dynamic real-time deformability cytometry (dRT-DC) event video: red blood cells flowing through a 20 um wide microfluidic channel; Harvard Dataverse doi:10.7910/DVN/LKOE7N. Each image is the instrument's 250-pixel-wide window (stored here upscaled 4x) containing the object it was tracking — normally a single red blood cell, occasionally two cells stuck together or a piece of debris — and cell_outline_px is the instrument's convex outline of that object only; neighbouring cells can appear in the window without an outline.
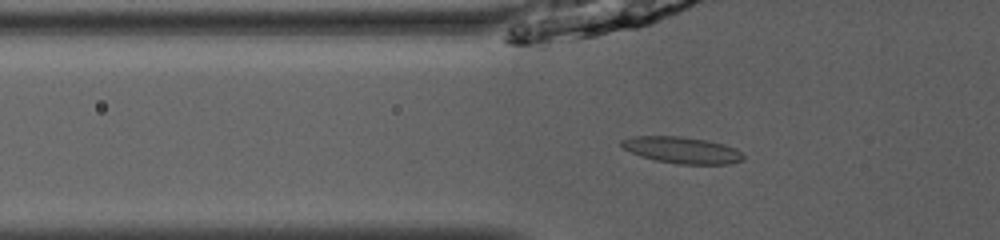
{"species": "common noctule bat (a hibernating species)", "species_latin": "Nyctalus noctula", "temperature_condition": "room temperature", "stored_images_in_passage": 51, "camera_frame_rate_fps": 3000, "um_per_image_px": 0.085, "animal": {"sex": "male", "body_mass_g": 13.0, "forearm_length_mm": 53.1}, "frame": {"image": 1, "passage_image": 19, "time_ms": 6.0, "image_size_px": [1000, 240], "cell_outline_px": [[744, 160], [724, 164], [676, 164], [656, 160], [640, 156], [624, 148], [620, 144], [620, 140], [632, 136], [680, 136], [708, 140], [724, 144], [736, 148], [744, 156]], "centroid_in_image_um": [57.96, 12.75], "position_along_channel_um": 67.8, "area_um2": 18.84}}
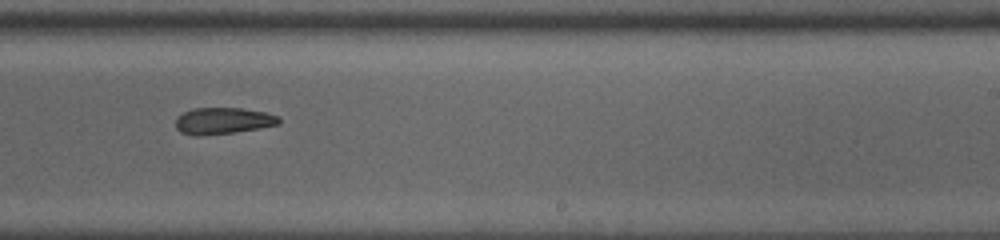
{"frame": {"image": 2, "passage_image": 34, "time_ms": 11.0, "image_size_px": [1000, 240], "cell_outline_px": [[280, 124], [260, 128], [232, 132], [196, 136], [180, 132], [176, 128], [176, 120], [184, 112], [192, 108], [240, 108], [264, 112], [280, 116]], "centroid_in_image_um": [18.97, 10.26], "position_along_channel_um": 270.0, "area_um2": 15.84}}
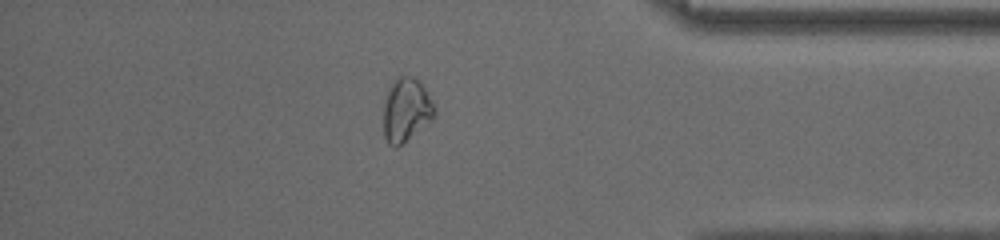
{"frame": {"image": 3, "passage_image": 45, "time_ms": 14.667, "image_size_px": [1000, 240], "cell_outline_px": [[436, 112], [432, 120], [396, 148], [388, 144], [384, 136], [384, 104], [388, 88], [400, 76], [412, 76], [420, 80], [432, 100]], "centroid_in_image_um": [34.53, 9.34], "position_along_channel_um": 400.7, "area_um2": 18.84}, "authors_computed_cell_mechanics": {"area_um2": 17.4556, "velocity_mm_per_s": 4.0719, "shape_relaxation_time_tau1_ms": 9.6412, "shape_relaxation_time_tau2_ms": 8.6564, "deformation_change_tau1": 0.1911, "deformation_change_tau2": 0.1769}}